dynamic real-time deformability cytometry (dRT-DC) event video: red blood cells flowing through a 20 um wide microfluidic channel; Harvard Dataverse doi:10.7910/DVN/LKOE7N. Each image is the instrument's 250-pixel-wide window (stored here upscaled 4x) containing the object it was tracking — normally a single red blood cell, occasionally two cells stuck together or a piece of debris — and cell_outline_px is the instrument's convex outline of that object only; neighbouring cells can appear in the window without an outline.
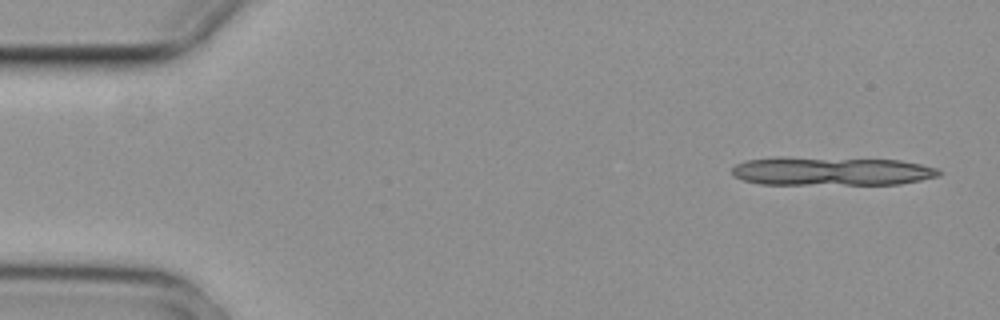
{"species": "common noctule bat (a hibernating species)", "species_latin": "Nyctalus noctula", "temperature_condition": "cold", "stored_images_in_passage": 4, "camera_frame_rate_fps": 3000, "um_per_image_px": 0.085, "animal": {"sex": "female", "body_mass_g": 29.2, "forearm_length_mm": 56.3}, "frame": {"image": 1, "passage_image": 1, "time_ms": 0.0, "image_size_px": [1000, 320], "cell_outline_px": [[944, 172], [940, 176], [900, 184], [760, 184], [744, 180], [736, 176], [732, 172], [732, 168], [736, 164], [744, 160], [780, 156], [900, 160], [920, 164], [936, 168]], "centroid_in_image_um": [70.67, 14.54], "position_along_channel_um": 14.3, "area_um2": 34.85}}